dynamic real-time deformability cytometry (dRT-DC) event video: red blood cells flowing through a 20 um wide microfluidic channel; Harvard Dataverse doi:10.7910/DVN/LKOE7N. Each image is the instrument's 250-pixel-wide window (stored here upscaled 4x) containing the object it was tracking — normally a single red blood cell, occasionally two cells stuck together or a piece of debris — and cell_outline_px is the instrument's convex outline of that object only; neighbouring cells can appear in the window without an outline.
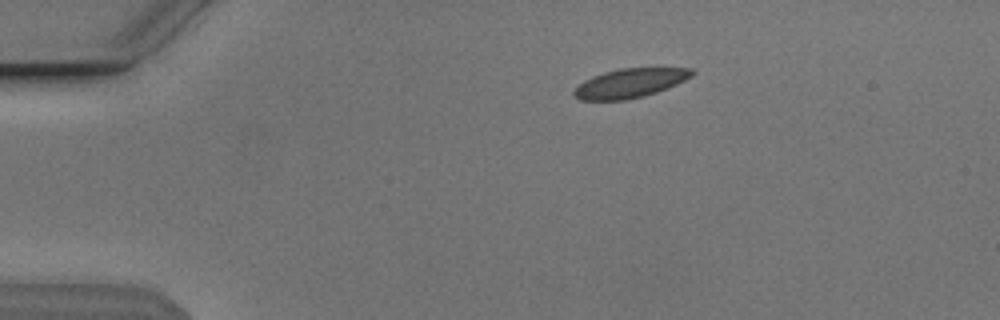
{"species": "Egyptian fruit bat (a non-hibernating species)", "species_latin": "Rousettus aegyptiacus", "temperature_condition": "cold", "stored_images_in_passage": 45, "camera_frame_rate_fps": 3000, "um_per_image_px": 0.085, "animal": {"sex": "male"}, "frame": {"image": 1, "passage_image": 1, "time_ms": 0.0, "image_size_px": [1000, 320], "cell_outline_px": [[696, 72], [692, 76], [668, 88], [644, 96], [624, 100], [580, 100], [572, 92], [584, 80], [592, 76], [604, 72], [620, 68], [692, 68]], "centroid_in_image_um": [53.56, 7.06], "position_along_channel_um": 31.4, "area_um2": 19.94}}
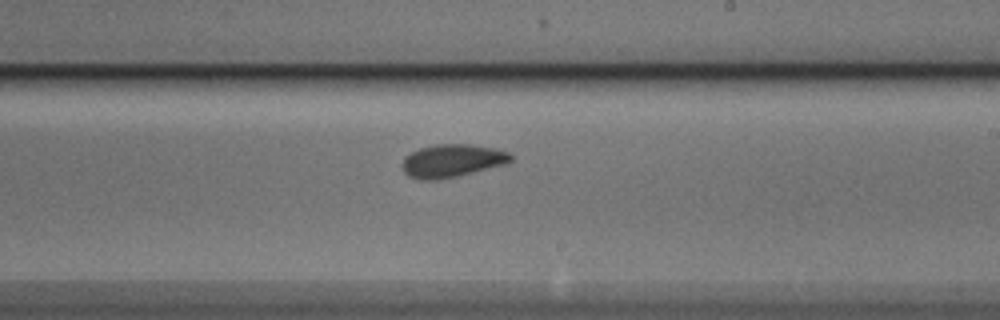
{"frame": {"image": 2, "passage_image": 23, "time_ms": 7.333, "image_size_px": [1000, 320], "cell_outline_px": [[512, 160], [508, 164], [456, 176], [436, 180], [420, 180], [408, 176], [404, 172], [400, 164], [404, 156], [420, 148], [436, 144], [472, 144], [496, 148], [508, 152], [512, 156]], "centroid_in_image_um": [38.42, 13.66], "position_along_channel_um": 250.6, "area_um2": 21.1}}
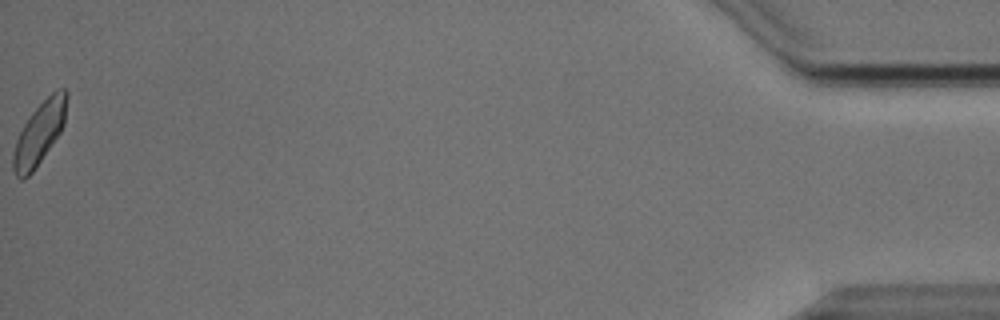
{"frame": {"image": 3, "passage_image": 45, "time_ms": 14.667, "image_size_px": [1000, 320], "cell_outline_px": [[68, 96], [64, 124], [60, 132], [32, 172], [24, 180], [20, 180], [16, 176], [12, 168], [12, 152], [16, 140], [24, 124], [32, 112], [52, 92], [60, 88], [64, 88], [68, 92]], "centroid_in_image_um": [3.33, 11.32], "position_along_channel_um": 431.9, "area_um2": 19.36}, "authors_computed_cell_mechanics": {"area_um2": 20.2878, "velocity_mm_per_s": 3.8045, "shape_relaxation_time_tau1_ms": 3.432, "shape_relaxation_time_tau2_ms": 1.5166, "deformation_change_tau1": 0.1032, "deformation_change_tau2": 0.0609}}